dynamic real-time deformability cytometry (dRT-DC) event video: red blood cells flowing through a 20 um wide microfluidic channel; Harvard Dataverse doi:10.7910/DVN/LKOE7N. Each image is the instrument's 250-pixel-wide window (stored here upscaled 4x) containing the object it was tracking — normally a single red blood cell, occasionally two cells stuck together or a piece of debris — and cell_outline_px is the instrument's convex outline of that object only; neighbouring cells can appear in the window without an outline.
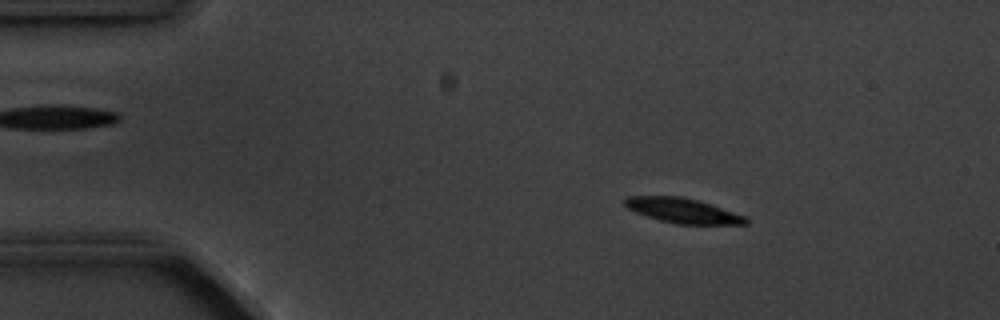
{"species": "common noctule bat (a hibernating species)", "species_latin": "Nyctalus noctula", "temperature_condition": "cold", "stored_images_in_passage": 3, "camera_frame_rate_fps": 3000, "um_per_image_px": 0.085, "animal": {"sex": "male", "body_mass_g": 20.1, "forearm_length_mm": 53.5}, "frame": {"image": 1, "passage_image": 1, "time_ms": 0.0, "image_size_px": [1000, 320], "cell_outline_px": [[748, 224], [676, 224], [660, 220], [636, 212], [628, 208], [624, 204], [624, 200], [628, 196], [680, 196], [696, 200], [748, 216]], "centroid_in_image_um": [58.06, 17.9], "position_along_channel_um": 26.9, "area_um2": 17.34}}